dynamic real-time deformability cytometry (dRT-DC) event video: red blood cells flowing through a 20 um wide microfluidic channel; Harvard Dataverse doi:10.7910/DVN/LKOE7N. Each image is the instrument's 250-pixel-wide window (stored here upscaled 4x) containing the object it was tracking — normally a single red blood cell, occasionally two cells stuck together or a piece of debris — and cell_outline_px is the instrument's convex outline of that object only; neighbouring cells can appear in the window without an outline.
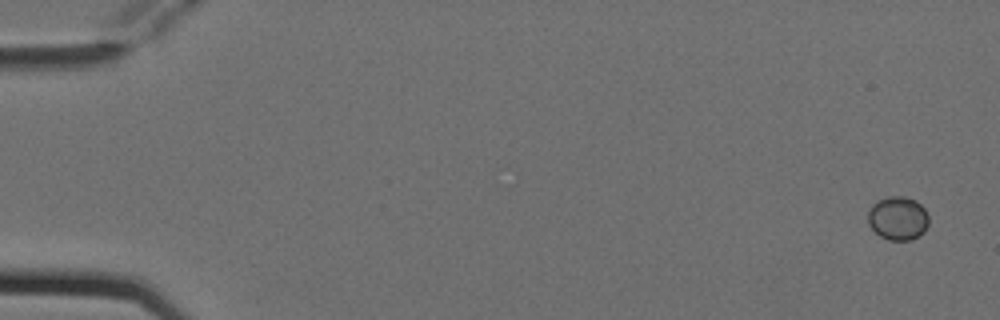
{"species": "Egyptian fruit bat (a non-hibernating species)", "species_latin": "Rousettus aegyptiacus", "temperature_condition": "cold", "stored_images_in_passage": 4, "camera_frame_rate_fps": 3000, "um_per_image_px": 0.085, "animal": {"sex": "female"}, "frame": {"image": 1, "passage_image": 1, "time_ms": 0.0, "image_size_px": [1000, 320], "cell_outline_px": [[928, 224], [924, 232], [920, 236], [912, 240], [888, 240], [880, 236], [868, 224], [868, 212], [872, 204], [876, 200], [888, 196], [904, 196], [916, 200], [924, 208], [928, 216]], "centroid_in_image_um": [76.32, 18.54], "position_along_channel_um": 8.7, "area_um2": 15.66}}